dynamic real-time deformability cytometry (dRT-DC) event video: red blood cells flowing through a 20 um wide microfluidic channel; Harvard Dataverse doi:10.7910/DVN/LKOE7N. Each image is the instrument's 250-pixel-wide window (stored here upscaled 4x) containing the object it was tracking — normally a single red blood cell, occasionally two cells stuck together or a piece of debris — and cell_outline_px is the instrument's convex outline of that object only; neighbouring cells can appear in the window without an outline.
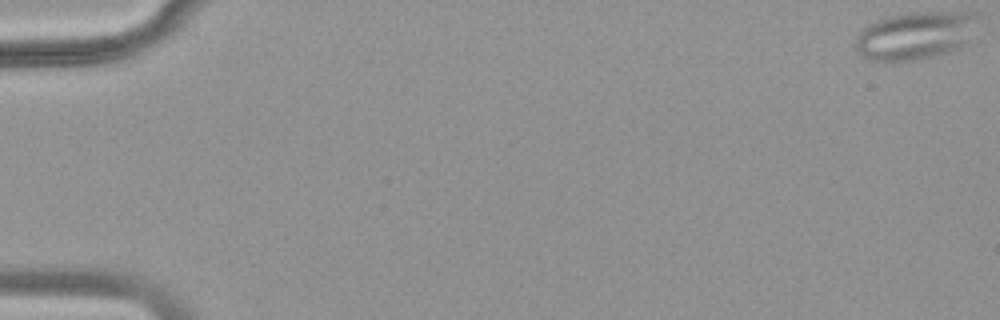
{"species": "common noctule bat (a hibernating species)", "species_latin": "Nyctalus noctula", "temperature_condition": "warm", "stored_images_in_passage": 52, "camera_frame_rate_fps": 3000, "um_per_image_px": 0.085, "animal": {"sex": "female", "body_mass_g": 18.4}, "frame": {"image": 1, "passage_image": 1, "time_ms": 0.0, "image_size_px": [1000, 320], "cell_outline_px": [[980, 12], [968, 44], [948, 52], [932, 56], [912, 60], [864, 60], [856, 52], [856, 36], [864, 28], [876, 20], [888, 16], [908, 12]], "centroid_in_image_um": [77.81, 3.0], "position_along_channel_um": 7.2, "area_um2": 34.28}}
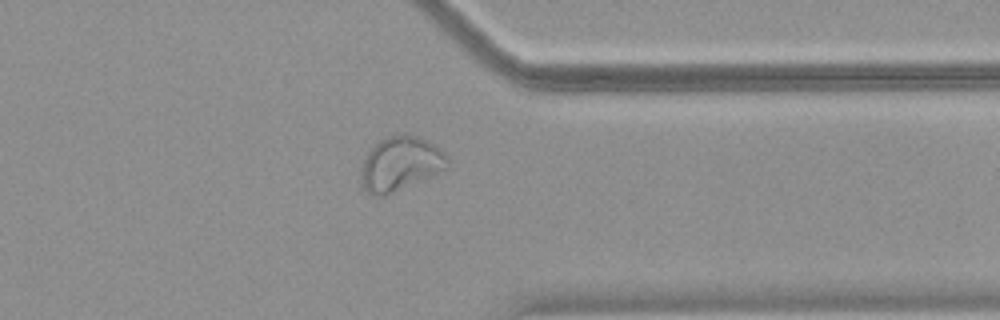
{"frame": {"image": 2, "passage_image": 42, "time_ms": 13.667, "image_size_px": [1000, 320], "cell_outline_px": [[448, 168], [380, 196], [376, 196], [368, 192], [364, 188], [360, 176], [360, 168], [368, 152], [380, 140], [388, 136], [400, 132], [404, 132], [416, 136], [432, 144], [444, 152], [448, 156]], "centroid_in_image_um": [34.01, 13.87], "position_along_channel_um": 377.4, "area_um2": 26.65}}
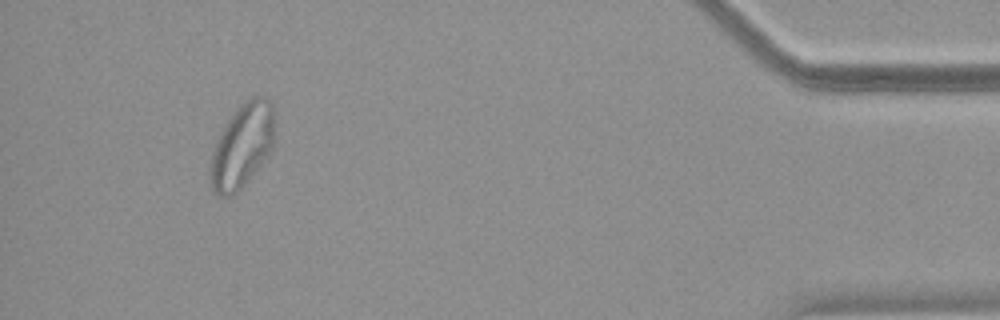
{"frame": {"image": 3, "passage_image": 49, "time_ms": 16.0, "image_size_px": [1000, 320], "cell_outline_px": [[276, 140], [268, 156], [244, 184], [236, 192], [228, 196], [216, 196], [212, 192], [208, 168], [212, 152], [216, 140], [232, 112], [244, 100], [252, 96], [264, 96], [272, 104]], "centroid_in_image_um": [20.57, 12.38], "position_along_channel_um": 414.6, "area_um2": 32.02}}